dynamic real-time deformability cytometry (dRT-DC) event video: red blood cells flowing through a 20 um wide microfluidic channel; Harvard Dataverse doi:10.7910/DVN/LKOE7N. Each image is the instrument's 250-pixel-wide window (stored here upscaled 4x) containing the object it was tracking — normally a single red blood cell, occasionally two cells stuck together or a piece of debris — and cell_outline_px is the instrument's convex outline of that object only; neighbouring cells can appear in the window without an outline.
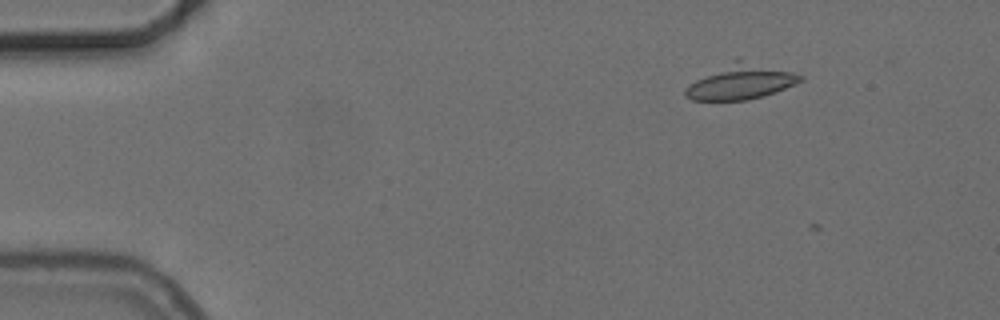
{"species": "common noctule bat (a hibernating species)", "species_latin": "Nyctalus noctula", "temperature_condition": "cold", "stored_images_in_passage": 3, "camera_frame_rate_fps": 3000, "um_per_image_px": 0.085, "animal": {"sex": "female", "body_mass_g": 24.6, "forearm_length_mm": 56.2}, "frame": {"image": 1, "passage_image": 1, "time_ms": 0.0, "image_size_px": [1000, 320], "cell_outline_px": [[804, 80], [764, 96], [748, 100], [692, 100], [684, 96], [684, 88], [688, 84], [736, 60], [740, 60], [792, 72], [804, 76]], "centroid_in_image_um": [62.95, 7.01], "position_along_channel_um": 22.0, "area_um2": 22.48}}